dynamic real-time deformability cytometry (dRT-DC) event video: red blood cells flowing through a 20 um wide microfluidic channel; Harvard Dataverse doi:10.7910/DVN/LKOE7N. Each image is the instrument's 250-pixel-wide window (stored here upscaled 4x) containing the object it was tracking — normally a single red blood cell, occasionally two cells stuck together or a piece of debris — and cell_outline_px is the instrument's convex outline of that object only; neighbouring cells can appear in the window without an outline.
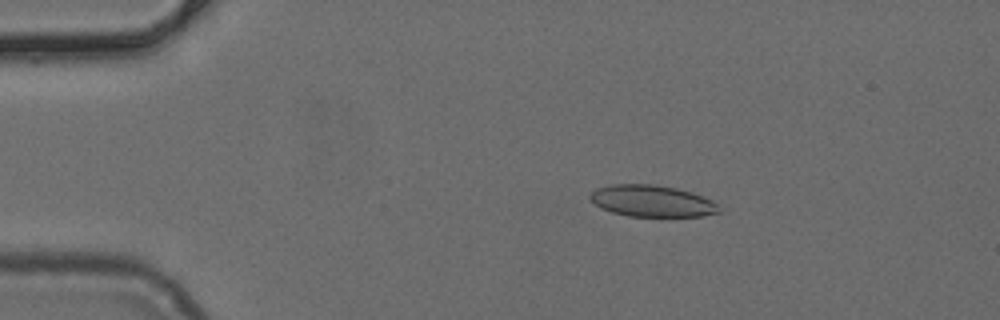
{"species": "common noctule bat (a hibernating species)", "species_latin": "Nyctalus noctula", "temperature_condition": "cold", "stored_images_in_passage": 32, "camera_frame_rate_fps": 3000, "um_per_image_px": 0.085, "animal": {"sex": "female", "body_mass_g": 24.6, "forearm_length_mm": 56.2}, "frame": {"image": 1, "passage_image": 2, "time_ms": 0.333, "image_size_px": [1000, 320], "cell_outline_px": [[720, 212], [704, 216], [628, 216], [612, 212], [600, 208], [588, 196], [596, 188], [612, 184], [652, 184], [676, 188], [692, 192], [704, 196], [712, 200], [720, 208]], "centroid_in_image_um": [55.43, 17.08], "position_along_channel_um": 29.6, "area_um2": 23.76}}
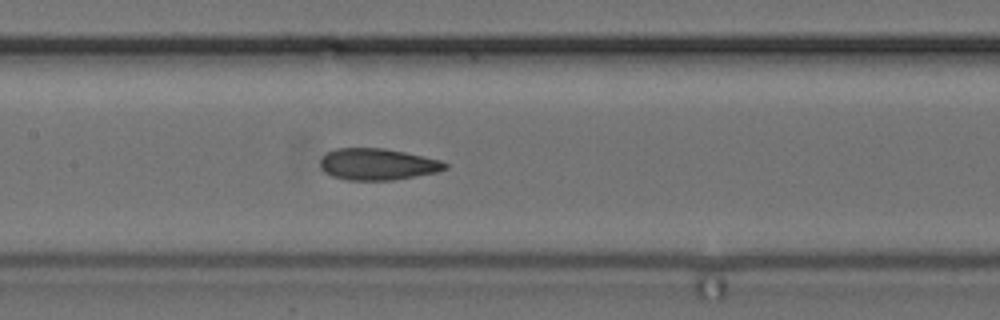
{"frame": {"image": 2, "passage_image": 17, "time_ms": 5.333, "image_size_px": [1000, 320], "cell_outline_px": [[448, 168], [436, 172], [392, 180], [348, 180], [332, 176], [324, 172], [320, 168], [320, 160], [328, 152], [336, 148], [384, 148], [404, 152], [440, 160], [448, 164]], "centroid_in_image_um": [32.07, 13.96], "position_along_channel_um": 175.3, "area_um2": 22.83}}
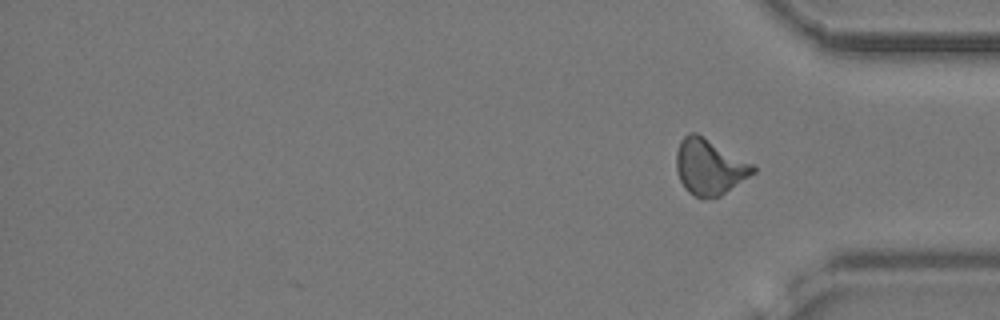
{"frame": {"image": 3, "passage_image": 32, "time_ms": 10.333, "image_size_px": [1000, 320], "cell_outline_px": [[756, 172], [720, 196], [696, 196], [688, 192], [684, 188], [680, 180], [676, 168], [676, 152], [680, 140], [688, 132], [696, 132], [752, 164], [756, 168]], "centroid_in_image_um": [60.27, 14.16], "position_along_channel_um": 374.9, "area_um2": 24.51}}